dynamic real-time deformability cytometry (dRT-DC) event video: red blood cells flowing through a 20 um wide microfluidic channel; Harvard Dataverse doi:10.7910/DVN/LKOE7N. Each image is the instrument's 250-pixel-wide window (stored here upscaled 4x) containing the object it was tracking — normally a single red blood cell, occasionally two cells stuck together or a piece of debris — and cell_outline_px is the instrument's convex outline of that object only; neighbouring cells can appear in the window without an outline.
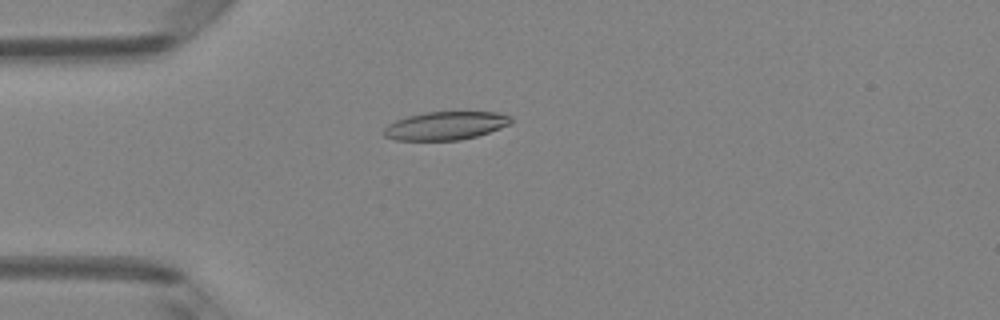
{"species": "Egyptian fruit bat (a non-hibernating species)", "species_latin": "Rousettus aegyptiacus", "temperature_condition": "room temperature", "stored_images_in_passage": 5, "camera_frame_rate_fps": 3000, "um_per_image_px": 0.085, "animal": {"sex": "female"}, "frame": {"image": 1, "passage_image": 4, "time_ms": 1.0, "image_size_px": [1000, 320], "cell_outline_px": [[512, 120], [508, 124], [500, 128], [476, 136], [460, 140], [396, 140], [384, 136], [384, 128], [388, 124], [396, 120], [408, 116], [424, 112], [496, 112], [512, 116]], "centroid_in_image_um": [37.86, 10.68], "position_along_channel_um": 47.1, "area_um2": 20.81}}